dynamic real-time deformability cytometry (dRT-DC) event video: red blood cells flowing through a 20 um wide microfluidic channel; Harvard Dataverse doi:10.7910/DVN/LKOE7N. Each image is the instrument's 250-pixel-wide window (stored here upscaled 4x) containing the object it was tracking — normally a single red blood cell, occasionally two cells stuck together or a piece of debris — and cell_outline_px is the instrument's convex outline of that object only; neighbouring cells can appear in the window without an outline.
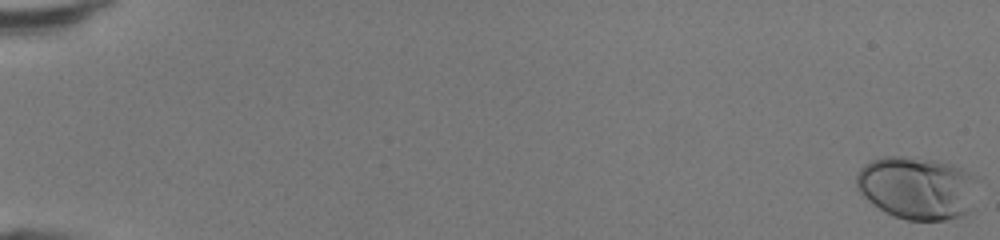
{"species": "human", "species_latin": "Homo sapiens", "temperature_condition": "room temperature", "stored_images_in_passage": 49, "camera_frame_rate_fps": 3000, "um_per_image_px": 0.085, "donor": {"sex": "female"}, "frame": {"image": 1, "passage_image": 1, "time_ms": 0.0, "image_size_px": [1000, 240], "cell_outline_px": [[976, 180], [972, 212], [960, 216], [944, 220], [908, 220], [892, 216], [884, 212], [872, 204], [856, 188], [856, 172], [864, 164], [872, 160], [884, 156], [904, 156], [936, 160], [952, 164], [968, 172]], "centroid_in_image_um": [77.93, 15.97], "position_along_channel_um": 7.1, "area_um2": 44.74}}
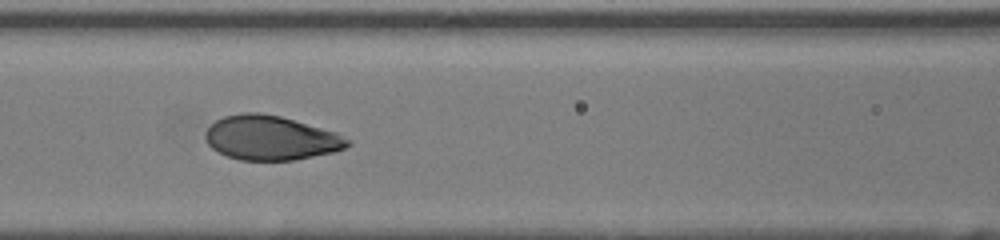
{"frame": {"image": 2, "passage_image": 24, "time_ms": 7.667, "image_size_px": [1000, 240], "cell_outline_px": [[352, 144], [344, 148], [332, 152], [296, 160], [240, 160], [228, 156], [212, 148], [208, 144], [204, 136], [204, 132], [216, 120], [224, 116], [240, 112], [260, 112], [280, 116], [336, 132], [352, 140]], "centroid_in_image_um": [23.02, 11.71], "position_along_channel_um": 143.6, "area_um2": 36.82}}
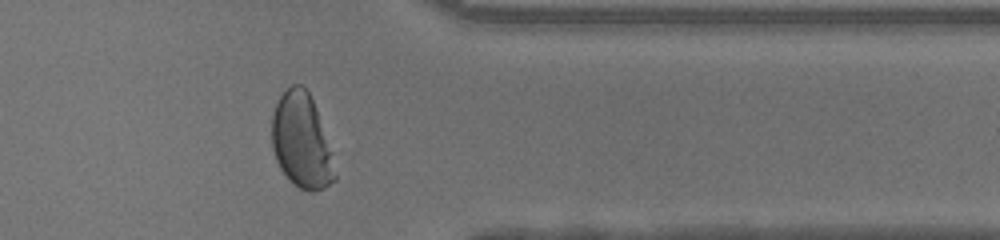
{"frame": {"image": 3, "passage_image": 41, "time_ms": 13.333, "image_size_px": [1000, 240], "cell_outline_px": [[336, 180], [324, 188], [312, 192], [300, 188], [292, 184], [288, 180], [280, 168], [276, 160], [272, 148], [272, 116], [276, 104], [280, 96], [292, 84], [300, 84], [308, 92], [316, 108], [332, 152], [336, 176]], "centroid_in_image_um": [25.63, 12.02], "position_along_channel_um": 385.8, "area_um2": 34.8}, "authors_computed_cell_mechanics": {"area_um2": 37.0498, "velocity_mm_per_s": 4.373, "shape_relaxation_time_tau1_ms": 3.4417, "shape_relaxation_time_tau2_ms": null, "deformation_change_tau1": 0.1927, "deformation_change_tau2": null}}